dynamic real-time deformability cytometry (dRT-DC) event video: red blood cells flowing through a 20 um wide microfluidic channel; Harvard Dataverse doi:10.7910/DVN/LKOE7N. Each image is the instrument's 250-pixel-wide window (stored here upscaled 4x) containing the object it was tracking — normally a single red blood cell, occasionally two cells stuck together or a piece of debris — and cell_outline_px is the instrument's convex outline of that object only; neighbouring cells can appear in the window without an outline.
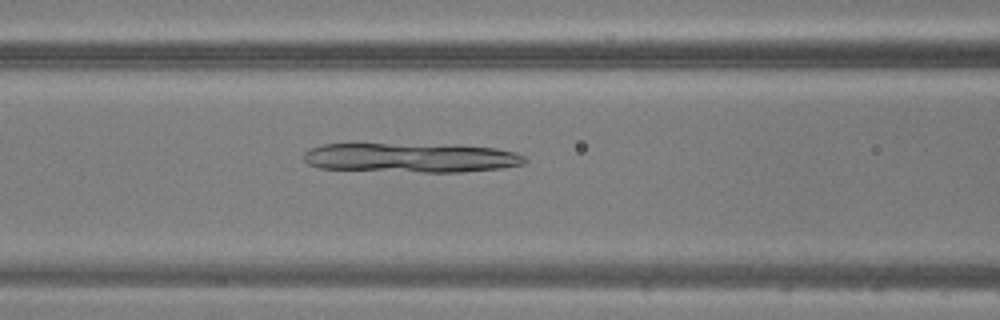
{"species": "common noctule bat (a hibernating species)", "species_latin": "Nyctalus noctula", "temperature_condition": "warm", "stored_images_in_passage": 46, "camera_frame_rate_fps": 3000, "um_per_image_px": 0.085, "animal": {"sex": "male", "body_mass_g": 20.5, "forearm_length_mm": 52.5}, "frame": {"image": 1, "passage_image": 19, "time_ms": 6.0, "image_size_px": [1000, 320], "cell_outline_px": [[528, 160], [524, 164], [500, 168], [460, 172], [420, 172], [320, 168], [308, 164], [304, 160], [304, 152], [320, 144], [456, 144], [496, 148], [516, 152], [524, 156]], "centroid_in_image_um": [34.98, 13.39], "position_along_channel_um": 131.6, "area_um2": 38.26}}
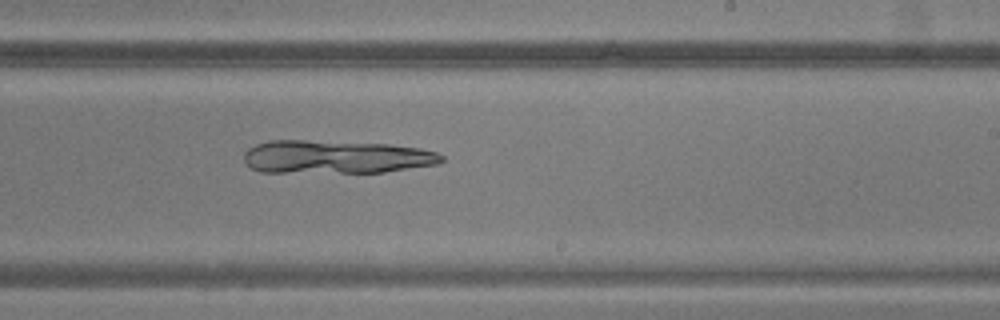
{"frame": {"image": 2, "passage_image": 28, "time_ms": 9.0, "image_size_px": [1000, 320], "cell_outline_px": [[444, 160], [436, 164], [384, 172], [260, 172], [252, 168], [244, 160], [244, 152], [248, 148], [256, 144], [268, 140], [304, 140], [388, 144], [420, 148], [436, 152], [444, 156]], "centroid_in_image_um": [28.53, 13.33], "position_along_channel_um": 260.5, "area_um2": 38.21}}
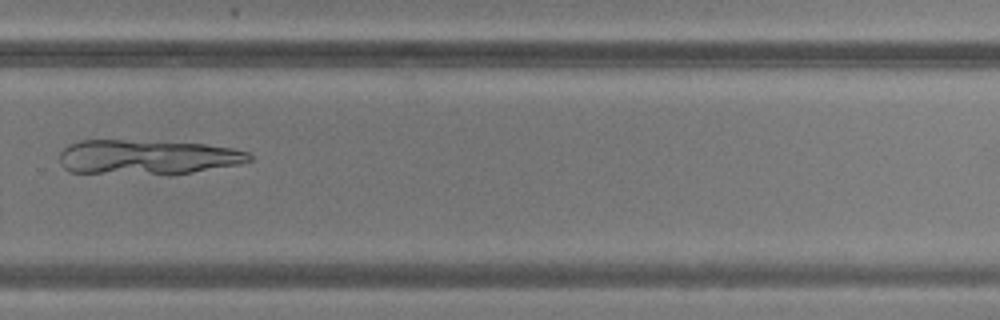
{"frame": {"image": 3, "passage_image": 32, "time_ms": 10.333, "image_size_px": [1000, 320], "cell_outline_px": [[252, 160], [240, 164], [168, 176], [68, 172], [60, 164], [60, 152], [68, 144], [80, 140], [124, 140], [204, 144], [232, 148], [248, 152], [252, 156]], "centroid_in_image_um": [12.49, 13.38], "position_along_channel_um": 317.3, "area_um2": 39.13}}